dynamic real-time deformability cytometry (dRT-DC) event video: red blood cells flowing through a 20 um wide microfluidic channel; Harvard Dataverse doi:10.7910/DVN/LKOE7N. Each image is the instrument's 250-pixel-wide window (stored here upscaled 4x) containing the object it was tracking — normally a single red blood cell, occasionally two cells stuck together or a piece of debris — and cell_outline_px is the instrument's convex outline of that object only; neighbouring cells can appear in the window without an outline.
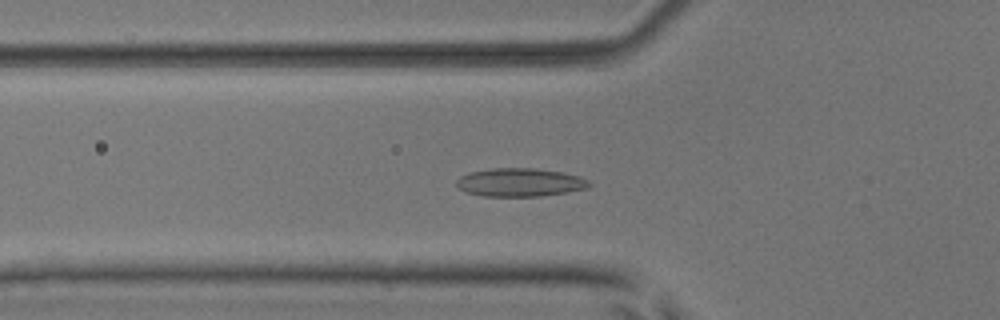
{"species": "common noctule bat (a hibernating species)", "species_latin": "Nyctalus noctula", "temperature_condition": "room temperature", "stored_images_in_passage": 48, "camera_frame_rate_fps": 3000, "um_per_image_px": 0.085, "animal": {"sex": "male", "body_mass_g": 17.9, "forearm_length_mm": 54.2}, "frame": {"image": 1, "passage_image": 15, "time_ms": 4.667, "image_size_px": [1000, 320], "cell_outline_px": [[592, 184], [588, 188], [568, 192], [540, 196], [484, 196], [468, 192], [460, 188], [456, 184], [456, 180], [460, 176], [472, 172], [492, 168], [536, 168], [560, 172], [580, 176], [588, 180]], "centroid_in_image_um": [44.23, 15.5], "position_along_channel_um": 81.6, "area_um2": 21.79}}
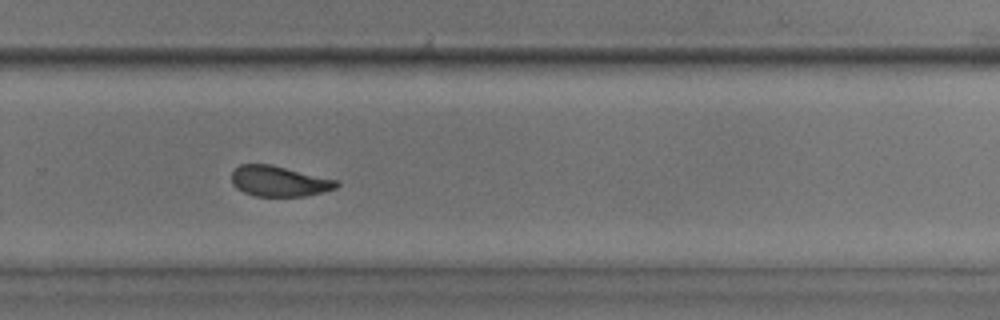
{"frame": {"image": 2, "passage_image": 32, "time_ms": 10.333, "image_size_px": [1000, 320], "cell_outline_px": [[340, 184], [336, 188], [324, 192], [304, 196], [256, 196], [244, 192], [236, 188], [232, 184], [232, 172], [240, 164], [272, 164], [340, 180]], "centroid_in_image_um": [23.77, 15.39], "position_along_channel_um": 306.0, "area_um2": 18.9}}
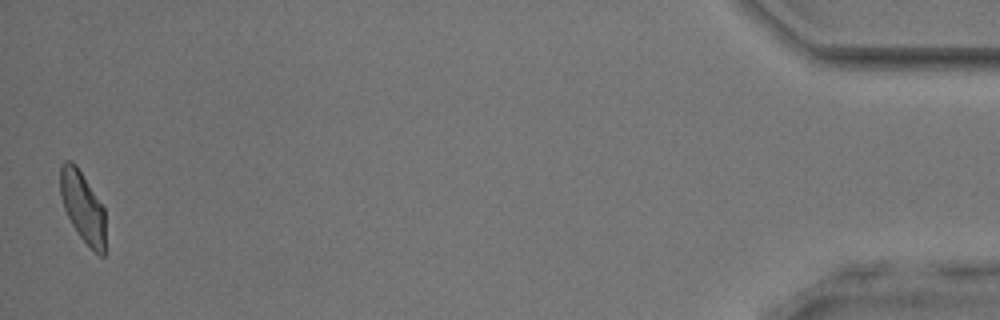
{"frame": {"image": 3, "passage_image": 48, "time_ms": 15.667, "image_size_px": [1000, 320], "cell_outline_px": [[104, 256], [100, 256], [80, 236], [72, 224], [64, 208], [60, 196], [60, 164], [64, 160], [72, 160], [76, 164], [104, 208]], "centroid_in_image_um": [7.0, 17.52], "position_along_channel_um": 428.2, "area_um2": 18.32}, "authors_computed_cell_mechanics": {"area_um2": 19.8254, "velocity_mm_per_s": 3.9607, "shape_relaxation_time_tau1_ms": 4.435, "shape_relaxation_time_tau2_ms": 1.3353, "deformation_change_tau1": 0.1119, "deformation_change_tau2": 0.06}}